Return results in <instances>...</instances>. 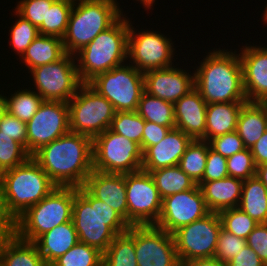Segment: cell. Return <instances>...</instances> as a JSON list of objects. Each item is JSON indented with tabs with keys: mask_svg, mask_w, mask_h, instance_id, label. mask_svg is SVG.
Returning <instances> with one entry per match:
<instances>
[{
	"mask_svg": "<svg viewBox=\"0 0 267 266\" xmlns=\"http://www.w3.org/2000/svg\"><path fill=\"white\" fill-rule=\"evenodd\" d=\"M31 157L57 187L80 188L93 171V139L70 131Z\"/></svg>",
	"mask_w": 267,
	"mask_h": 266,
	"instance_id": "obj_1",
	"label": "cell"
},
{
	"mask_svg": "<svg viewBox=\"0 0 267 266\" xmlns=\"http://www.w3.org/2000/svg\"><path fill=\"white\" fill-rule=\"evenodd\" d=\"M238 51L216 49L206 53L194 71L195 89L209 103L247 102Z\"/></svg>",
	"mask_w": 267,
	"mask_h": 266,
	"instance_id": "obj_2",
	"label": "cell"
},
{
	"mask_svg": "<svg viewBox=\"0 0 267 266\" xmlns=\"http://www.w3.org/2000/svg\"><path fill=\"white\" fill-rule=\"evenodd\" d=\"M72 221L78 240L104 253L114 238L127 232L129 223L84 186L74 187Z\"/></svg>",
	"mask_w": 267,
	"mask_h": 266,
	"instance_id": "obj_3",
	"label": "cell"
},
{
	"mask_svg": "<svg viewBox=\"0 0 267 266\" xmlns=\"http://www.w3.org/2000/svg\"><path fill=\"white\" fill-rule=\"evenodd\" d=\"M57 186L30 157L25 163L0 174V206L12 224L29 207L40 202Z\"/></svg>",
	"mask_w": 267,
	"mask_h": 266,
	"instance_id": "obj_4",
	"label": "cell"
},
{
	"mask_svg": "<svg viewBox=\"0 0 267 266\" xmlns=\"http://www.w3.org/2000/svg\"><path fill=\"white\" fill-rule=\"evenodd\" d=\"M124 15L74 55L82 83L127 61L129 18Z\"/></svg>",
	"mask_w": 267,
	"mask_h": 266,
	"instance_id": "obj_5",
	"label": "cell"
},
{
	"mask_svg": "<svg viewBox=\"0 0 267 266\" xmlns=\"http://www.w3.org/2000/svg\"><path fill=\"white\" fill-rule=\"evenodd\" d=\"M117 0L75 3L62 38L66 53L75 55L102 31L112 26L122 15Z\"/></svg>",
	"mask_w": 267,
	"mask_h": 266,
	"instance_id": "obj_6",
	"label": "cell"
},
{
	"mask_svg": "<svg viewBox=\"0 0 267 266\" xmlns=\"http://www.w3.org/2000/svg\"><path fill=\"white\" fill-rule=\"evenodd\" d=\"M74 187H57L37 204L29 207L12 224L20 239L35 242L42 234L72 220Z\"/></svg>",
	"mask_w": 267,
	"mask_h": 266,
	"instance_id": "obj_7",
	"label": "cell"
},
{
	"mask_svg": "<svg viewBox=\"0 0 267 266\" xmlns=\"http://www.w3.org/2000/svg\"><path fill=\"white\" fill-rule=\"evenodd\" d=\"M70 131L94 139L106 131L115 116L113 105L88 83L69 100Z\"/></svg>",
	"mask_w": 267,
	"mask_h": 266,
	"instance_id": "obj_8",
	"label": "cell"
},
{
	"mask_svg": "<svg viewBox=\"0 0 267 266\" xmlns=\"http://www.w3.org/2000/svg\"><path fill=\"white\" fill-rule=\"evenodd\" d=\"M143 152L139 144L109 128L93 139V170L126 174L142 170Z\"/></svg>",
	"mask_w": 267,
	"mask_h": 266,
	"instance_id": "obj_9",
	"label": "cell"
},
{
	"mask_svg": "<svg viewBox=\"0 0 267 266\" xmlns=\"http://www.w3.org/2000/svg\"><path fill=\"white\" fill-rule=\"evenodd\" d=\"M88 84L104 96L115 111H136L144 90V74L126 62L95 76Z\"/></svg>",
	"mask_w": 267,
	"mask_h": 266,
	"instance_id": "obj_10",
	"label": "cell"
},
{
	"mask_svg": "<svg viewBox=\"0 0 267 266\" xmlns=\"http://www.w3.org/2000/svg\"><path fill=\"white\" fill-rule=\"evenodd\" d=\"M32 84L44 101L68 103L82 82L79 78L75 56L66 54L57 62L41 65L29 70Z\"/></svg>",
	"mask_w": 267,
	"mask_h": 266,
	"instance_id": "obj_11",
	"label": "cell"
},
{
	"mask_svg": "<svg viewBox=\"0 0 267 266\" xmlns=\"http://www.w3.org/2000/svg\"><path fill=\"white\" fill-rule=\"evenodd\" d=\"M129 19L128 61L141 73L174 66V42L161 32L138 31Z\"/></svg>",
	"mask_w": 267,
	"mask_h": 266,
	"instance_id": "obj_12",
	"label": "cell"
},
{
	"mask_svg": "<svg viewBox=\"0 0 267 266\" xmlns=\"http://www.w3.org/2000/svg\"><path fill=\"white\" fill-rule=\"evenodd\" d=\"M221 228L219 214L210 212L175 231L173 237L181 265L194 259L214 258Z\"/></svg>",
	"mask_w": 267,
	"mask_h": 266,
	"instance_id": "obj_13",
	"label": "cell"
},
{
	"mask_svg": "<svg viewBox=\"0 0 267 266\" xmlns=\"http://www.w3.org/2000/svg\"><path fill=\"white\" fill-rule=\"evenodd\" d=\"M129 225H155L162 198L149 172L139 170L125 174Z\"/></svg>",
	"mask_w": 267,
	"mask_h": 266,
	"instance_id": "obj_14",
	"label": "cell"
},
{
	"mask_svg": "<svg viewBox=\"0 0 267 266\" xmlns=\"http://www.w3.org/2000/svg\"><path fill=\"white\" fill-rule=\"evenodd\" d=\"M26 127L27 152L32 156L42 146L70 132L68 103L43 101Z\"/></svg>",
	"mask_w": 267,
	"mask_h": 266,
	"instance_id": "obj_15",
	"label": "cell"
},
{
	"mask_svg": "<svg viewBox=\"0 0 267 266\" xmlns=\"http://www.w3.org/2000/svg\"><path fill=\"white\" fill-rule=\"evenodd\" d=\"M134 245L138 266H182L173 234L155 225H134Z\"/></svg>",
	"mask_w": 267,
	"mask_h": 266,
	"instance_id": "obj_16",
	"label": "cell"
},
{
	"mask_svg": "<svg viewBox=\"0 0 267 266\" xmlns=\"http://www.w3.org/2000/svg\"><path fill=\"white\" fill-rule=\"evenodd\" d=\"M199 186L162 199L161 212L155 226L173 234L179 228L209 214Z\"/></svg>",
	"mask_w": 267,
	"mask_h": 266,
	"instance_id": "obj_17",
	"label": "cell"
},
{
	"mask_svg": "<svg viewBox=\"0 0 267 266\" xmlns=\"http://www.w3.org/2000/svg\"><path fill=\"white\" fill-rule=\"evenodd\" d=\"M171 66L144 73V90L150 95L175 103L188 94L194 85V73Z\"/></svg>",
	"mask_w": 267,
	"mask_h": 266,
	"instance_id": "obj_18",
	"label": "cell"
},
{
	"mask_svg": "<svg viewBox=\"0 0 267 266\" xmlns=\"http://www.w3.org/2000/svg\"><path fill=\"white\" fill-rule=\"evenodd\" d=\"M248 45V46H247ZM248 43L238 52L243 72V85L248 102L267 101V46Z\"/></svg>",
	"mask_w": 267,
	"mask_h": 266,
	"instance_id": "obj_19",
	"label": "cell"
},
{
	"mask_svg": "<svg viewBox=\"0 0 267 266\" xmlns=\"http://www.w3.org/2000/svg\"><path fill=\"white\" fill-rule=\"evenodd\" d=\"M192 140L182 130L170 129L158 144L149 146L143 152L142 170L150 172L177 166Z\"/></svg>",
	"mask_w": 267,
	"mask_h": 266,
	"instance_id": "obj_20",
	"label": "cell"
},
{
	"mask_svg": "<svg viewBox=\"0 0 267 266\" xmlns=\"http://www.w3.org/2000/svg\"><path fill=\"white\" fill-rule=\"evenodd\" d=\"M84 187L95 198L106 203L128 222L125 174L93 170L87 177Z\"/></svg>",
	"mask_w": 267,
	"mask_h": 266,
	"instance_id": "obj_21",
	"label": "cell"
},
{
	"mask_svg": "<svg viewBox=\"0 0 267 266\" xmlns=\"http://www.w3.org/2000/svg\"><path fill=\"white\" fill-rule=\"evenodd\" d=\"M207 103L194 88L174 103L175 128L192 139L205 140Z\"/></svg>",
	"mask_w": 267,
	"mask_h": 266,
	"instance_id": "obj_22",
	"label": "cell"
},
{
	"mask_svg": "<svg viewBox=\"0 0 267 266\" xmlns=\"http://www.w3.org/2000/svg\"><path fill=\"white\" fill-rule=\"evenodd\" d=\"M242 185L243 180L229 176L216 181L200 182L198 184L207 208L210 212L216 213L239 206Z\"/></svg>",
	"mask_w": 267,
	"mask_h": 266,
	"instance_id": "obj_23",
	"label": "cell"
},
{
	"mask_svg": "<svg viewBox=\"0 0 267 266\" xmlns=\"http://www.w3.org/2000/svg\"><path fill=\"white\" fill-rule=\"evenodd\" d=\"M34 242L20 239L10 231L0 239V266H44Z\"/></svg>",
	"mask_w": 267,
	"mask_h": 266,
	"instance_id": "obj_24",
	"label": "cell"
},
{
	"mask_svg": "<svg viewBox=\"0 0 267 266\" xmlns=\"http://www.w3.org/2000/svg\"><path fill=\"white\" fill-rule=\"evenodd\" d=\"M78 242V234L71 220L42 234L34 243L45 264H52Z\"/></svg>",
	"mask_w": 267,
	"mask_h": 266,
	"instance_id": "obj_25",
	"label": "cell"
},
{
	"mask_svg": "<svg viewBox=\"0 0 267 266\" xmlns=\"http://www.w3.org/2000/svg\"><path fill=\"white\" fill-rule=\"evenodd\" d=\"M267 129L266 102H245L239 113L236 132L250 149Z\"/></svg>",
	"mask_w": 267,
	"mask_h": 266,
	"instance_id": "obj_26",
	"label": "cell"
},
{
	"mask_svg": "<svg viewBox=\"0 0 267 266\" xmlns=\"http://www.w3.org/2000/svg\"><path fill=\"white\" fill-rule=\"evenodd\" d=\"M244 103L227 102L207 104L205 141L236 131L239 113Z\"/></svg>",
	"mask_w": 267,
	"mask_h": 266,
	"instance_id": "obj_27",
	"label": "cell"
},
{
	"mask_svg": "<svg viewBox=\"0 0 267 266\" xmlns=\"http://www.w3.org/2000/svg\"><path fill=\"white\" fill-rule=\"evenodd\" d=\"M61 38L56 36L39 35L23 55L19 58L27 66L28 71L35 67L57 62L66 55Z\"/></svg>",
	"mask_w": 267,
	"mask_h": 266,
	"instance_id": "obj_28",
	"label": "cell"
},
{
	"mask_svg": "<svg viewBox=\"0 0 267 266\" xmlns=\"http://www.w3.org/2000/svg\"><path fill=\"white\" fill-rule=\"evenodd\" d=\"M238 208L257 223H267V188L256 176L243 181Z\"/></svg>",
	"mask_w": 267,
	"mask_h": 266,
	"instance_id": "obj_29",
	"label": "cell"
},
{
	"mask_svg": "<svg viewBox=\"0 0 267 266\" xmlns=\"http://www.w3.org/2000/svg\"><path fill=\"white\" fill-rule=\"evenodd\" d=\"M136 112L145 120L155 124L175 128L174 104L143 92Z\"/></svg>",
	"mask_w": 267,
	"mask_h": 266,
	"instance_id": "obj_30",
	"label": "cell"
},
{
	"mask_svg": "<svg viewBox=\"0 0 267 266\" xmlns=\"http://www.w3.org/2000/svg\"><path fill=\"white\" fill-rule=\"evenodd\" d=\"M102 266H138L135 256L134 225L117 235L103 253Z\"/></svg>",
	"mask_w": 267,
	"mask_h": 266,
	"instance_id": "obj_31",
	"label": "cell"
},
{
	"mask_svg": "<svg viewBox=\"0 0 267 266\" xmlns=\"http://www.w3.org/2000/svg\"><path fill=\"white\" fill-rule=\"evenodd\" d=\"M149 173L162 199L169 195L192 189L196 185L178 165L160 168Z\"/></svg>",
	"mask_w": 267,
	"mask_h": 266,
	"instance_id": "obj_32",
	"label": "cell"
},
{
	"mask_svg": "<svg viewBox=\"0 0 267 266\" xmlns=\"http://www.w3.org/2000/svg\"><path fill=\"white\" fill-rule=\"evenodd\" d=\"M209 147L208 141L193 139L178 164L181 170L197 185L202 181L205 172Z\"/></svg>",
	"mask_w": 267,
	"mask_h": 266,
	"instance_id": "obj_33",
	"label": "cell"
},
{
	"mask_svg": "<svg viewBox=\"0 0 267 266\" xmlns=\"http://www.w3.org/2000/svg\"><path fill=\"white\" fill-rule=\"evenodd\" d=\"M6 96L7 112L27 123L35 115L44 99L32 89H18Z\"/></svg>",
	"mask_w": 267,
	"mask_h": 266,
	"instance_id": "obj_34",
	"label": "cell"
},
{
	"mask_svg": "<svg viewBox=\"0 0 267 266\" xmlns=\"http://www.w3.org/2000/svg\"><path fill=\"white\" fill-rule=\"evenodd\" d=\"M73 5L70 0H56L51 6H47L46 23L38 27L39 34L62 39L67 30Z\"/></svg>",
	"mask_w": 267,
	"mask_h": 266,
	"instance_id": "obj_35",
	"label": "cell"
},
{
	"mask_svg": "<svg viewBox=\"0 0 267 266\" xmlns=\"http://www.w3.org/2000/svg\"><path fill=\"white\" fill-rule=\"evenodd\" d=\"M145 120L136 111H118L109 129L139 144L142 150V135Z\"/></svg>",
	"mask_w": 267,
	"mask_h": 266,
	"instance_id": "obj_36",
	"label": "cell"
},
{
	"mask_svg": "<svg viewBox=\"0 0 267 266\" xmlns=\"http://www.w3.org/2000/svg\"><path fill=\"white\" fill-rule=\"evenodd\" d=\"M103 253L83 242H78L55 260L52 266H102Z\"/></svg>",
	"mask_w": 267,
	"mask_h": 266,
	"instance_id": "obj_37",
	"label": "cell"
},
{
	"mask_svg": "<svg viewBox=\"0 0 267 266\" xmlns=\"http://www.w3.org/2000/svg\"><path fill=\"white\" fill-rule=\"evenodd\" d=\"M218 214L224 230L245 240L259 224L238 207L222 210Z\"/></svg>",
	"mask_w": 267,
	"mask_h": 266,
	"instance_id": "obj_38",
	"label": "cell"
},
{
	"mask_svg": "<svg viewBox=\"0 0 267 266\" xmlns=\"http://www.w3.org/2000/svg\"><path fill=\"white\" fill-rule=\"evenodd\" d=\"M30 157L20 143L0 131V174L25 163Z\"/></svg>",
	"mask_w": 267,
	"mask_h": 266,
	"instance_id": "obj_39",
	"label": "cell"
},
{
	"mask_svg": "<svg viewBox=\"0 0 267 266\" xmlns=\"http://www.w3.org/2000/svg\"><path fill=\"white\" fill-rule=\"evenodd\" d=\"M14 13L18 19L13 26H11V31L9 30L11 41L9 45H12L13 51H15L20 58L33 40L40 34L38 28L29 20L24 19L15 10Z\"/></svg>",
	"mask_w": 267,
	"mask_h": 266,
	"instance_id": "obj_40",
	"label": "cell"
},
{
	"mask_svg": "<svg viewBox=\"0 0 267 266\" xmlns=\"http://www.w3.org/2000/svg\"><path fill=\"white\" fill-rule=\"evenodd\" d=\"M229 177L247 180L256 175V165L250 149H243L227 158Z\"/></svg>",
	"mask_w": 267,
	"mask_h": 266,
	"instance_id": "obj_41",
	"label": "cell"
},
{
	"mask_svg": "<svg viewBox=\"0 0 267 266\" xmlns=\"http://www.w3.org/2000/svg\"><path fill=\"white\" fill-rule=\"evenodd\" d=\"M55 1L20 0L13 10L38 28L42 23H46L47 6H51Z\"/></svg>",
	"mask_w": 267,
	"mask_h": 266,
	"instance_id": "obj_42",
	"label": "cell"
},
{
	"mask_svg": "<svg viewBox=\"0 0 267 266\" xmlns=\"http://www.w3.org/2000/svg\"><path fill=\"white\" fill-rule=\"evenodd\" d=\"M246 244L245 239L237 237L221 228L214 258L222 263L228 264V262L246 246Z\"/></svg>",
	"mask_w": 267,
	"mask_h": 266,
	"instance_id": "obj_43",
	"label": "cell"
},
{
	"mask_svg": "<svg viewBox=\"0 0 267 266\" xmlns=\"http://www.w3.org/2000/svg\"><path fill=\"white\" fill-rule=\"evenodd\" d=\"M210 148L228 158L245 149L242 139L236 131L214 137L208 141Z\"/></svg>",
	"mask_w": 267,
	"mask_h": 266,
	"instance_id": "obj_44",
	"label": "cell"
},
{
	"mask_svg": "<svg viewBox=\"0 0 267 266\" xmlns=\"http://www.w3.org/2000/svg\"><path fill=\"white\" fill-rule=\"evenodd\" d=\"M228 176L227 158L209 147L205 172L201 182L216 181Z\"/></svg>",
	"mask_w": 267,
	"mask_h": 266,
	"instance_id": "obj_45",
	"label": "cell"
},
{
	"mask_svg": "<svg viewBox=\"0 0 267 266\" xmlns=\"http://www.w3.org/2000/svg\"><path fill=\"white\" fill-rule=\"evenodd\" d=\"M0 131L20 143L27 150V127L25 122L7 112L0 121Z\"/></svg>",
	"mask_w": 267,
	"mask_h": 266,
	"instance_id": "obj_46",
	"label": "cell"
},
{
	"mask_svg": "<svg viewBox=\"0 0 267 266\" xmlns=\"http://www.w3.org/2000/svg\"><path fill=\"white\" fill-rule=\"evenodd\" d=\"M246 243L267 266V223H259L247 237Z\"/></svg>",
	"mask_w": 267,
	"mask_h": 266,
	"instance_id": "obj_47",
	"label": "cell"
},
{
	"mask_svg": "<svg viewBox=\"0 0 267 266\" xmlns=\"http://www.w3.org/2000/svg\"><path fill=\"white\" fill-rule=\"evenodd\" d=\"M170 128L145 121V127L142 135V152L149 146L158 144L169 132Z\"/></svg>",
	"mask_w": 267,
	"mask_h": 266,
	"instance_id": "obj_48",
	"label": "cell"
},
{
	"mask_svg": "<svg viewBox=\"0 0 267 266\" xmlns=\"http://www.w3.org/2000/svg\"><path fill=\"white\" fill-rule=\"evenodd\" d=\"M227 266H266L260 257L246 244L227 264Z\"/></svg>",
	"mask_w": 267,
	"mask_h": 266,
	"instance_id": "obj_49",
	"label": "cell"
},
{
	"mask_svg": "<svg viewBox=\"0 0 267 266\" xmlns=\"http://www.w3.org/2000/svg\"><path fill=\"white\" fill-rule=\"evenodd\" d=\"M256 166L267 163V129L262 137L250 148Z\"/></svg>",
	"mask_w": 267,
	"mask_h": 266,
	"instance_id": "obj_50",
	"label": "cell"
},
{
	"mask_svg": "<svg viewBox=\"0 0 267 266\" xmlns=\"http://www.w3.org/2000/svg\"><path fill=\"white\" fill-rule=\"evenodd\" d=\"M182 266H227V264L222 263L216 258H204L190 260L186 263H183Z\"/></svg>",
	"mask_w": 267,
	"mask_h": 266,
	"instance_id": "obj_51",
	"label": "cell"
},
{
	"mask_svg": "<svg viewBox=\"0 0 267 266\" xmlns=\"http://www.w3.org/2000/svg\"><path fill=\"white\" fill-rule=\"evenodd\" d=\"M11 231V224L3 216L1 206H0V239Z\"/></svg>",
	"mask_w": 267,
	"mask_h": 266,
	"instance_id": "obj_52",
	"label": "cell"
},
{
	"mask_svg": "<svg viewBox=\"0 0 267 266\" xmlns=\"http://www.w3.org/2000/svg\"><path fill=\"white\" fill-rule=\"evenodd\" d=\"M267 188V163L260 166H256V175H255Z\"/></svg>",
	"mask_w": 267,
	"mask_h": 266,
	"instance_id": "obj_53",
	"label": "cell"
},
{
	"mask_svg": "<svg viewBox=\"0 0 267 266\" xmlns=\"http://www.w3.org/2000/svg\"><path fill=\"white\" fill-rule=\"evenodd\" d=\"M7 113V101L6 96L0 94V121L3 116Z\"/></svg>",
	"mask_w": 267,
	"mask_h": 266,
	"instance_id": "obj_54",
	"label": "cell"
},
{
	"mask_svg": "<svg viewBox=\"0 0 267 266\" xmlns=\"http://www.w3.org/2000/svg\"><path fill=\"white\" fill-rule=\"evenodd\" d=\"M140 2V4L143 5L144 8H146L145 10H153V4L155 3V0H137ZM152 6V7H151Z\"/></svg>",
	"mask_w": 267,
	"mask_h": 266,
	"instance_id": "obj_55",
	"label": "cell"
},
{
	"mask_svg": "<svg viewBox=\"0 0 267 266\" xmlns=\"http://www.w3.org/2000/svg\"><path fill=\"white\" fill-rule=\"evenodd\" d=\"M265 11L262 13V20L265 22V24H267V4H266V6H265Z\"/></svg>",
	"mask_w": 267,
	"mask_h": 266,
	"instance_id": "obj_56",
	"label": "cell"
},
{
	"mask_svg": "<svg viewBox=\"0 0 267 266\" xmlns=\"http://www.w3.org/2000/svg\"><path fill=\"white\" fill-rule=\"evenodd\" d=\"M73 4L80 2L100 1V0H70Z\"/></svg>",
	"mask_w": 267,
	"mask_h": 266,
	"instance_id": "obj_57",
	"label": "cell"
}]
</instances>
